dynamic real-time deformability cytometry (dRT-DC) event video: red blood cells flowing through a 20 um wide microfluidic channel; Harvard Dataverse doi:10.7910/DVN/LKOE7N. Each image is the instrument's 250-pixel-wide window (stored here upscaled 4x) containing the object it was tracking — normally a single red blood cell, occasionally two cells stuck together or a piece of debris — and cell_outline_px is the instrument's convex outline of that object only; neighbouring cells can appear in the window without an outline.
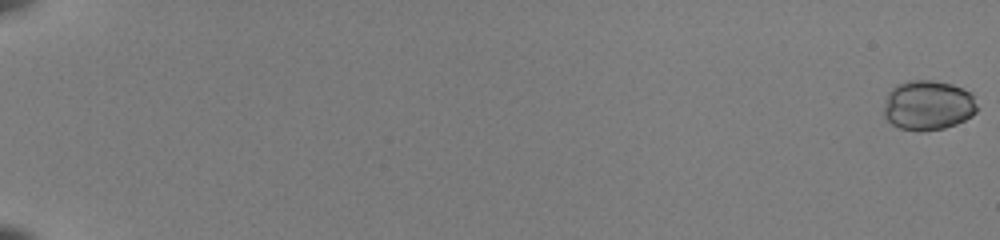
{"species": "common noctule bat (a hibernating species)", "species_latin": "Nyctalus noctula", "temperature_condition": "room temperature", "stored_images_in_passage": 13, "camera_frame_rate_fps": 3000, "um_per_image_px": 0.085, "animal": {"sex": "female", "body_mass_g": 22.0, "forearm_length_mm": 56.7}, "frame": {"image": 1, "passage_image": 1, "time_ms": 0.0, "image_size_px": [1000, 240], "cell_outline_px": [[980, 108], [972, 116], [956, 124], [944, 128], [920, 132], [900, 128], [892, 124], [884, 116], [884, 104], [888, 92], [896, 84], [908, 80], [932, 80], [952, 84], [964, 88], [972, 96]], "centroid_in_image_um": [78.88, 8.95], "position_along_channel_um": 6.1, "area_um2": 27.4}}